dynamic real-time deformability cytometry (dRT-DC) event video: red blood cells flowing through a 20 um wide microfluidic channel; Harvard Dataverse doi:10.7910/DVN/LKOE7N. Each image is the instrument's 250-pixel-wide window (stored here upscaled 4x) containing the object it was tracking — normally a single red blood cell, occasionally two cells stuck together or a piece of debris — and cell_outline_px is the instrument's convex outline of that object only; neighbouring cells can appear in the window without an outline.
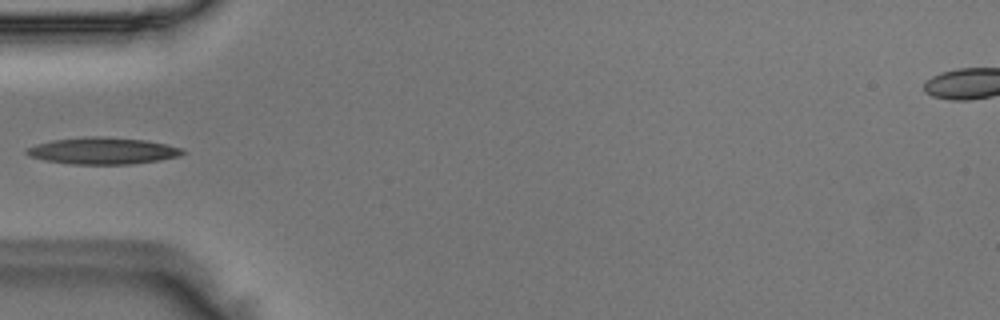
{"species": "Egyptian fruit bat (a non-hibernating species)", "species_latin": "Rousettus aegyptiacus", "temperature_condition": "room temperature", "stored_images_in_passage": 21, "camera_frame_rate_fps": 3000, "um_per_image_px": 0.085, "animal": {"sex": "male"}, "frame": {"image": 1, "passage_image": 1, "time_ms": 0.0, "image_size_px": [1000, 320], "cell_outline_px": [[188, 152], [180, 156], [160, 160], [132, 164], [72, 164], [44, 160], [28, 156], [24, 152], [28, 148], [36, 144], [52, 140], [92, 136], [100, 136], [144, 140], [184, 148]], "centroid_in_image_um": [8.76, 12.82], "position_along_channel_um": 76.2, "area_um2": 24.33}}
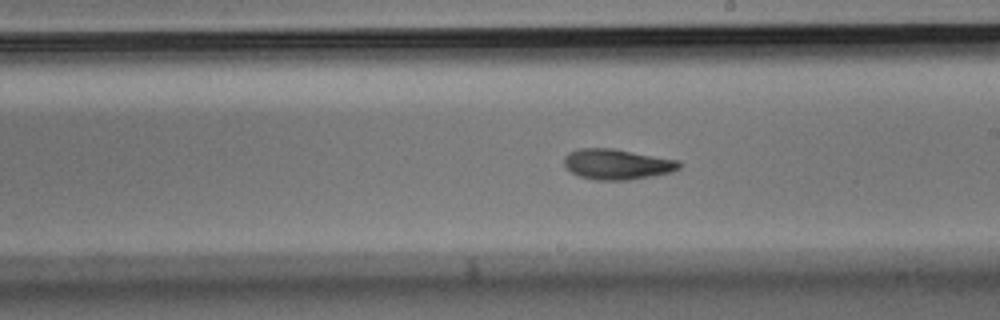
{"frame": {"image": 2, "passage_image": 10, "time_ms": 3.0, "image_size_px": [1000, 320], "cell_outline_px": [[680, 168], [672, 172], [628, 180], [596, 180], [580, 176], [572, 172], [564, 164], [564, 156], [568, 152], [580, 148], [612, 148], [680, 160]], "centroid_in_image_um": [52.45, 13.95], "position_along_channel_um": 236.5, "area_um2": 20.4}}
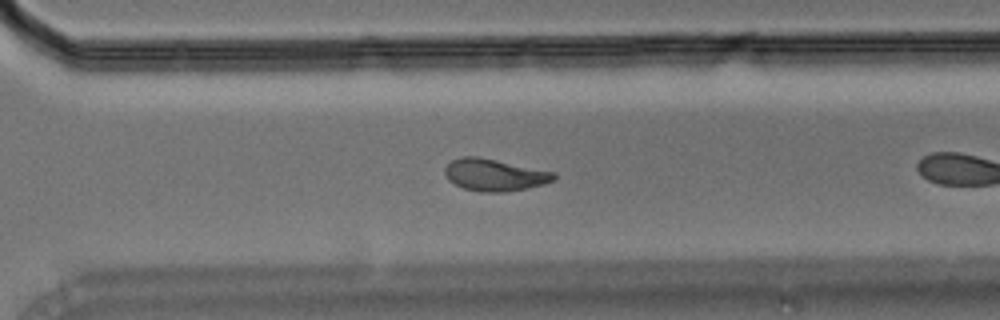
{"frame": {"image": 3, "passage_image": 17, "time_ms": 5.333, "image_size_px": [1000, 320], "cell_outline_px": [[556, 180], [544, 184], [504, 192], [484, 192], [464, 188], [448, 180], [444, 172], [444, 168], [452, 160], [464, 156], [476, 156], [556, 172]], "centroid_in_image_um": [42.05, 14.86], "position_along_channel_um": 328.6, "area_um2": 20.17}}